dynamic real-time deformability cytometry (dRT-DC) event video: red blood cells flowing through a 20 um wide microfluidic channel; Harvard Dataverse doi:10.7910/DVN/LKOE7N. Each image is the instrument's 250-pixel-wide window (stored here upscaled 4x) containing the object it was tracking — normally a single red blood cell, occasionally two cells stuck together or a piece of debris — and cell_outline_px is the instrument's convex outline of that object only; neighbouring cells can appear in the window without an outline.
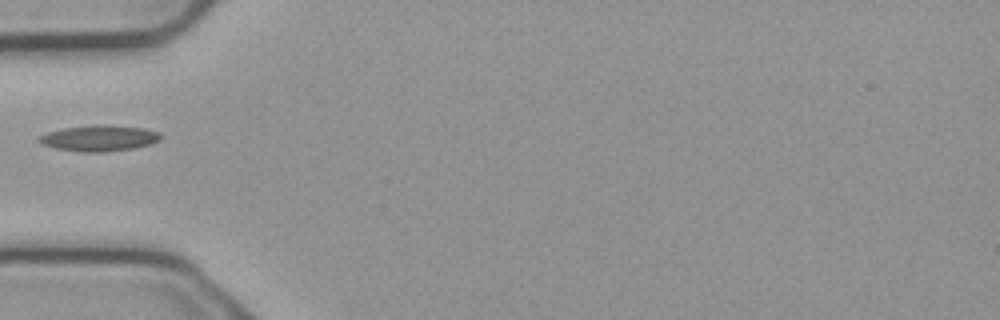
{"species": "common noctule bat (a hibernating species)", "species_latin": "Nyctalus noctula", "temperature_condition": "cold", "stored_images_in_passage": 5, "camera_frame_rate_fps": 3000, "um_per_image_px": 0.085, "animal": {"sex": "male", "body_mass_g": 23.1, "forearm_length_mm": 52.7}, "frame": {"image": 1, "passage_image": 5, "time_ms": 1.333, "image_size_px": [1000, 320], "cell_outline_px": [[160, 140], [152, 144], [132, 148], [104, 152], [84, 152], [56, 148], [40, 144], [36, 140], [40, 136], [48, 132], [64, 128], [96, 124], [104, 124], [144, 128], [160, 132]], "centroid_in_image_um": [8.43, 11.74], "position_along_channel_um": 76.6, "area_um2": 18.44}}